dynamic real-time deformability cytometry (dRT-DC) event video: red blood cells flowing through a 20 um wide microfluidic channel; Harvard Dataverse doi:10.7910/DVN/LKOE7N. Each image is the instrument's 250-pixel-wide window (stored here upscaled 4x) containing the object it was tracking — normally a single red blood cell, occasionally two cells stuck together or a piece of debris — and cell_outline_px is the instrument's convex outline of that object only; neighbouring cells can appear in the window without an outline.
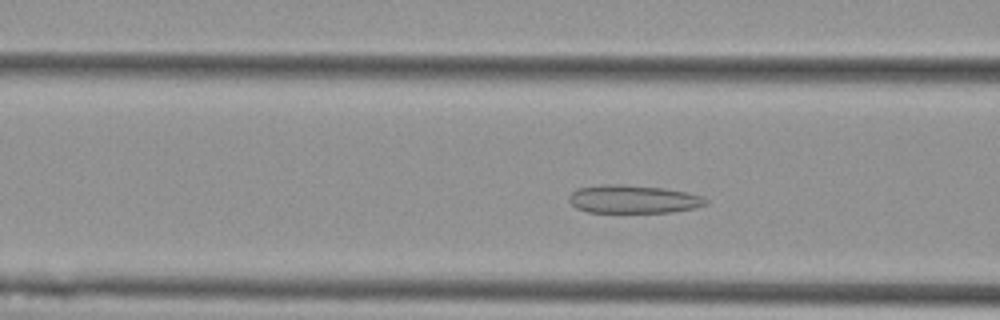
{"species": "Egyptian fruit bat (a non-hibernating species)", "species_latin": "Rousettus aegyptiacus", "temperature_condition": "cold", "stored_images_in_passage": 36, "camera_frame_rate_fps": 3000, "um_per_image_px": 0.085, "animal": {"sex": "female"}, "frame": {"image": 1, "passage_image": 14, "time_ms": 4.333, "image_size_px": [1000, 320], "cell_outline_px": [[708, 204], [696, 208], [672, 212], [588, 212], [576, 208], [568, 200], [568, 196], [576, 188], [600, 184], [624, 184], [664, 188], [688, 192], [704, 196], [708, 200]], "centroid_in_image_um": [53.84, 16.92], "position_along_channel_um": 112.8, "area_um2": 22.83}}
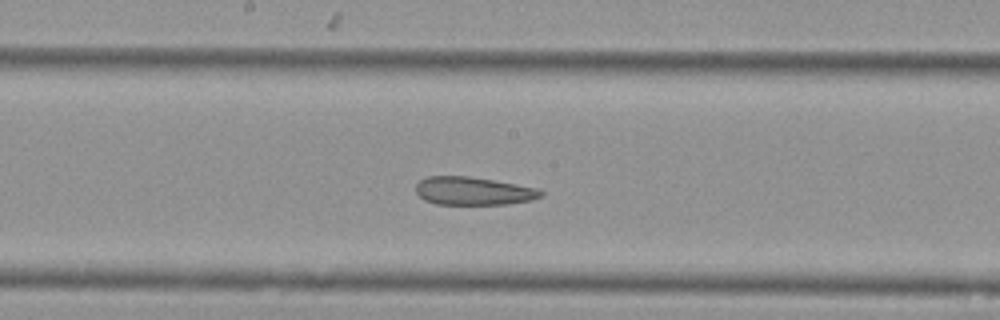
{"frame": {"image": 2, "passage_image": 22, "time_ms": 7.0, "image_size_px": [1000, 320], "cell_outline_px": [[544, 196], [532, 200], [508, 204], [436, 204], [424, 200], [416, 192], [416, 184], [420, 180], [428, 176], [468, 176], [492, 180], [536, 188], [544, 192]], "centroid_in_image_um": [40.23, 16.24], "position_along_channel_um": 208.0, "area_um2": 20.4}}
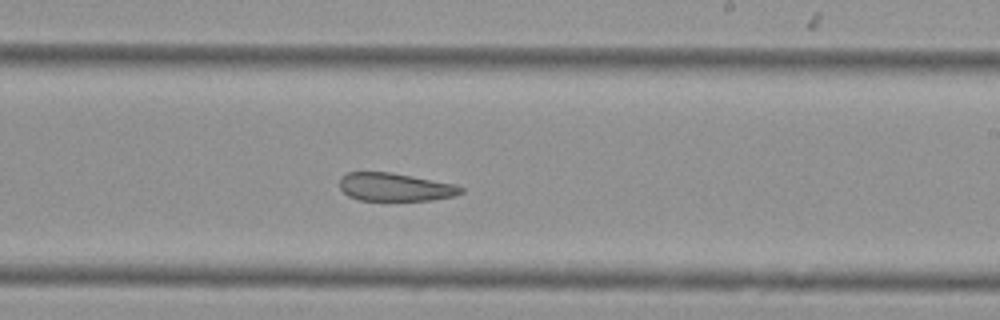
{"frame": {"image": 3, "passage_image": 26, "time_ms": 8.333, "image_size_px": [1000, 320], "cell_outline_px": [[464, 192], [456, 196], [432, 200], [360, 200], [348, 196], [340, 188], [340, 176], [348, 172], [392, 172], [456, 184], [464, 188]], "centroid_in_image_um": [33.61, 15.89], "position_along_channel_um": 255.4, "area_um2": 20.06}}